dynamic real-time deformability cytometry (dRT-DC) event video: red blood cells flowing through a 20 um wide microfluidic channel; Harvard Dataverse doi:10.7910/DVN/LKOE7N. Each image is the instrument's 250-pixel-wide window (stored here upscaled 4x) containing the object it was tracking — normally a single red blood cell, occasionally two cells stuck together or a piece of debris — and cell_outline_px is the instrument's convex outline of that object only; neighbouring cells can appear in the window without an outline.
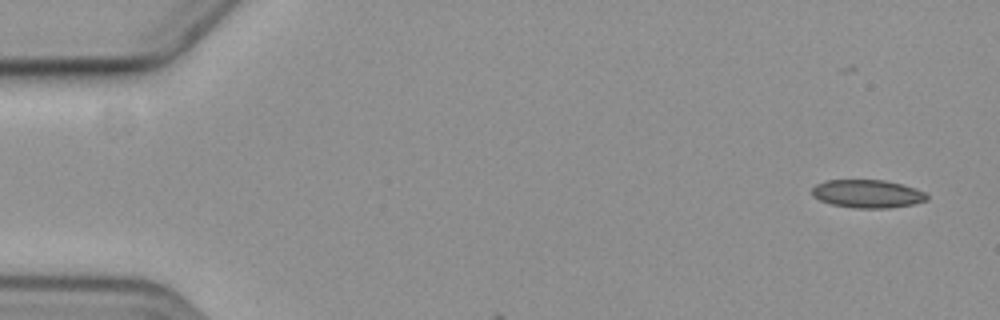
{"species": "common noctule bat (a hibernating species)", "species_latin": "Nyctalus noctula", "temperature_condition": "cold", "stored_images_in_passage": 2, "camera_frame_rate_fps": 3000, "um_per_image_px": 0.085, "animal": {"sex": "female", "body_mass_g": 19.3, "forearm_length_mm": 54.1}, "frame": {"image": 1, "passage_image": 1, "time_ms": 0.0, "image_size_px": [1000, 320], "cell_outline_px": [[928, 196], [924, 200], [912, 204], [884, 208], [856, 208], [832, 204], [820, 200], [812, 196], [812, 188], [816, 184], [824, 180], [884, 180], [916, 188], [924, 192]], "centroid_in_image_um": [73.68, 16.46], "position_along_channel_um": 11.3, "area_um2": 18.61}}